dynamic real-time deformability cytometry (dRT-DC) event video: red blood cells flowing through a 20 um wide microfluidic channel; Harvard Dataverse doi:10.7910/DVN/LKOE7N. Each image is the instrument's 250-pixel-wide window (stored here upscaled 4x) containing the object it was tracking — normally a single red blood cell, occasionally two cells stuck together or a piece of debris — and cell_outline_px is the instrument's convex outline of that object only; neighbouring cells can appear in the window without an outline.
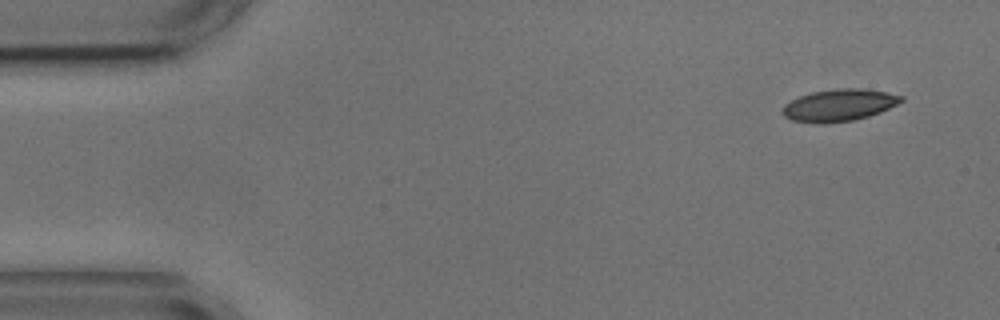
{"species": "common noctule bat (a hibernating species)", "species_latin": "Nyctalus noctula", "temperature_condition": "cold", "stored_images_in_passage": 14, "camera_frame_rate_fps": 3000, "um_per_image_px": 0.085, "animal": {"sex": "male", "body_mass_g": 17.9, "forearm_length_mm": 54.2}, "frame": {"image": 1, "passage_image": 1, "time_ms": 0.0, "image_size_px": [1000, 320], "cell_outline_px": [[904, 100], [880, 112], [868, 116], [852, 120], [824, 124], [816, 124], [792, 120], [784, 116], [780, 112], [784, 104], [800, 96], [812, 92], [840, 88], [860, 88], [888, 92], [904, 96]], "centroid_in_image_um": [71.3, 8.94], "position_along_channel_um": 13.7, "area_um2": 22.2}}
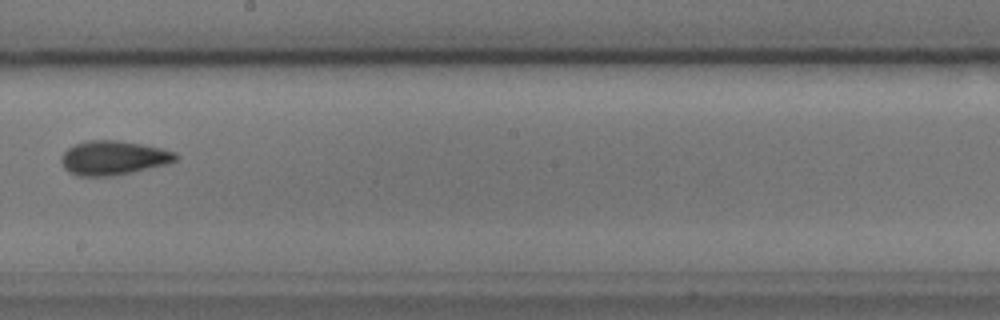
{"frame": {"image": 2, "passage_image": 8, "time_ms": 9.0, "image_size_px": [1000, 320], "cell_outline_px": [[180, 156], [176, 160], [168, 164], [132, 172], [112, 176], [76, 176], [68, 172], [64, 168], [60, 160], [60, 156], [68, 148], [76, 144], [88, 140], [116, 140], [140, 144], [160, 148], [176, 152]], "centroid_in_image_um": [9.62, 13.43], "position_along_channel_um": 238.6, "area_um2": 22.89}}
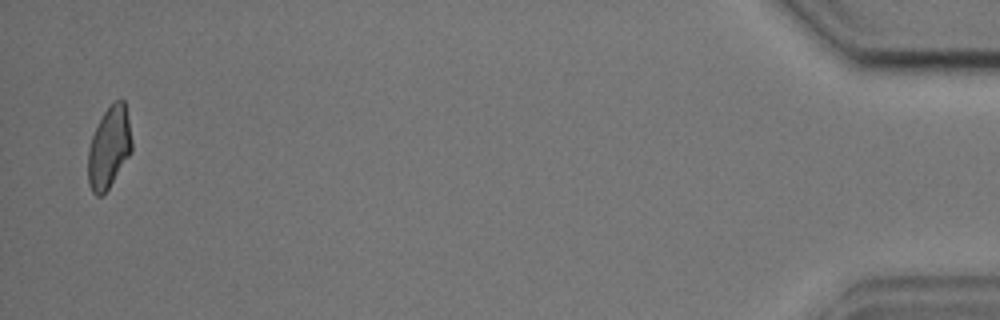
{"frame": {"image": 3, "passage_image": 14, "time_ms": 16.667, "image_size_px": [1000, 320], "cell_outline_px": [[132, 152], [108, 188], [100, 196], [96, 196], [92, 192], [88, 184], [88, 148], [92, 136], [104, 112], [116, 100], [124, 100], [132, 140]], "centroid_in_image_um": [9.26, 12.57], "position_along_channel_um": 425.9, "area_um2": 20.52}, "authors_computed_cell_mechanics": {"area_um2": 22.0507, "velocity_mm_per_s": 3.6171, "shape_relaxation_time_tau1_ms": 5.193, "shape_relaxation_time_tau2_ms": 3.7632, "deformation_change_tau1": 0.1105, "deformation_change_tau2": 0.0983}}